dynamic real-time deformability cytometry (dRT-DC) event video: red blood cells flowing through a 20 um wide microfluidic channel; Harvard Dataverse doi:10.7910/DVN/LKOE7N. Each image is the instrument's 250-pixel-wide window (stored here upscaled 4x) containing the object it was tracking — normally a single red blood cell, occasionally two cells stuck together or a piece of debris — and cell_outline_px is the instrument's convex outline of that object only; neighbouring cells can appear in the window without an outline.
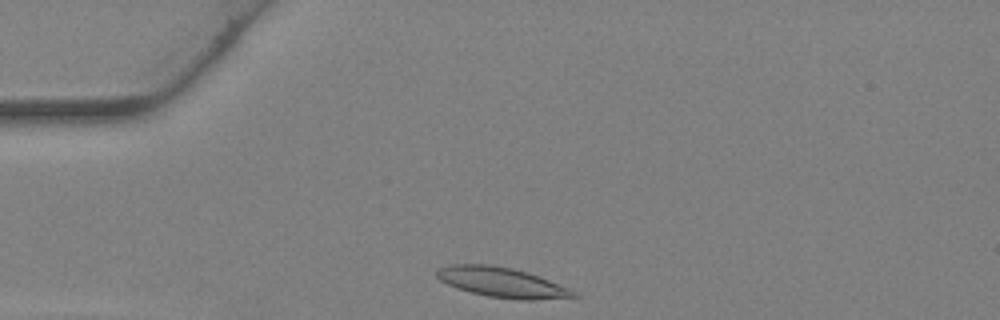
{"species": "Egyptian fruit bat (a non-hibernating species)", "species_latin": "Rousettus aegyptiacus", "temperature_condition": "warm", "stored_images_in_passage": 22, "camera_frame_rate_fps": 3000, "um_per_image_px": 0.085, "animal": {"sex": "female"}, "frame": {"image": 1, "passage_image": 1, "time_ms": 0.0, "image_size_px": [1000, 320], "cell_outline_px": [[580, 296], [532, 300], [520, 300], [488, 296], [456, 288], [440, 280], [436, 276], [436, 272], [440, 268], [452, 264], [488, 264], [512, 268], [528, 272], [572, 288]], "centroid_in_image_um": [42.71, 24.0], "position_along_channel_um": 42.3, "area_um2": 23.87}}
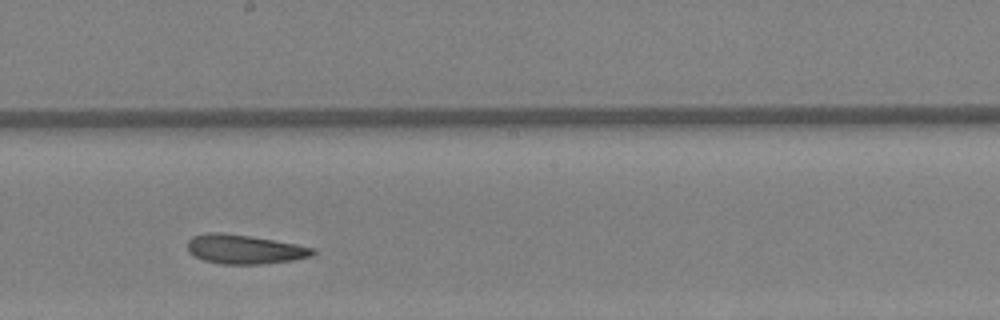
{"frame": {"image": 2, "passage_image": 13, "time_ms": 4.0, "image_size_px": [1000, 320], "cell_outline_px": [[316, 252], [308, 256], [292, 260], [260, 264], [224, 264], [204, 260], [188, 252], [188, 240], [192, 236], [208, 232], [224, 232], [296, 244], [316, 248]], "centroid_in_image_um": [20.75, 21.18], "position_along_channel_um": 227.5, "area_um2": 21.1}}
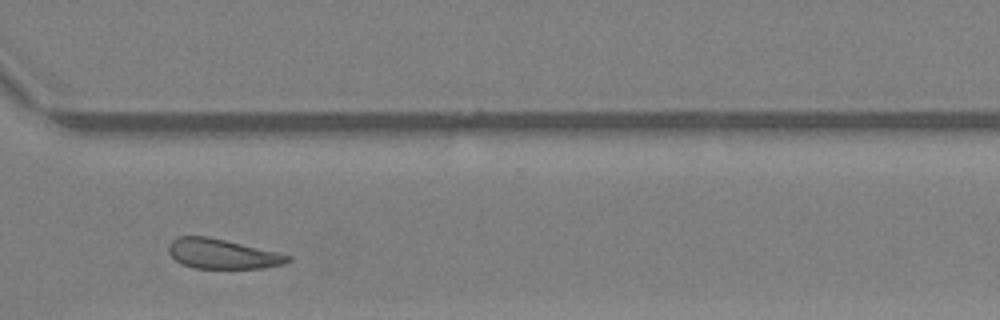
{"frame": {"image": 3, "passage_image": 20, "time_ms": 6.333, "image_size_px": [1000, 320], "cell_outline_px": [[292, 260], [284, 264], [264, 268], [196, 268], [184, 264], [176, 260], [168, 252], [168, 244], [176, 236], [208, 236], [276, 252], [292, 256]], "centroid_in_image_um": [18.89, 21.57], "position_along_channel_um": 351.7, "area_um2": 20.58}}